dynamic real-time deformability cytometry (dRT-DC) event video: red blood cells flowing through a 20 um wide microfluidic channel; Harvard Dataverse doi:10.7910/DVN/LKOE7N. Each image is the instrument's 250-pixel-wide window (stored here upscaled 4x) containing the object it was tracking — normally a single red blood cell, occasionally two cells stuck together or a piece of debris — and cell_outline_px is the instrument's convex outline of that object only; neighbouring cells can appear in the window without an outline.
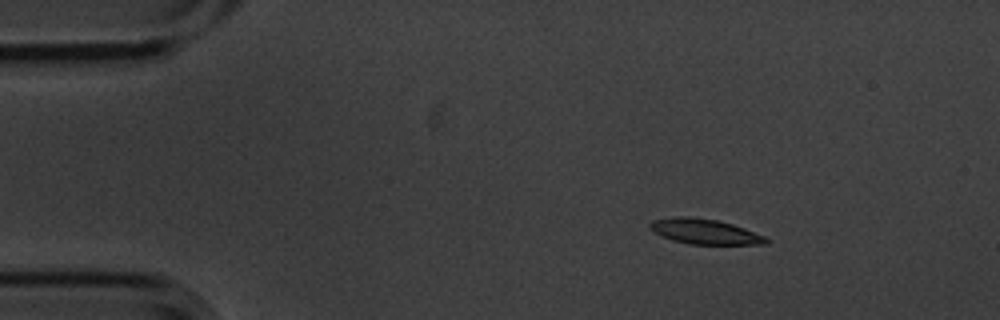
{"species": "common noctule bat (a hibernating species)", "species_latin": "Nyctalus noctula", "temperature_condition": "cold", "stored_images_in_passage": 4, "camera_frame_rate_fps": 3000, "um_per_image_px": 0.085, "animal": {"sex": "male", "body_mass_g": 20.1, "forearm_length_mm": 53.5}, "frame": {"image": 1, "passage_image": 1, "time_ms": 0.0, "image_size_px": [1000, 320], "cell_outline_px": [[768, 244], [688, 244], [672, 240], [648, 228], [648, 224], [652, 220], [676, 216], [688, 216], [716, 220], [732, 224], [768, 236]], "centroid_in_image_um": [59.92, 19.68], "position_along_channel_um": 25.1, "area_um2": 17.05}}
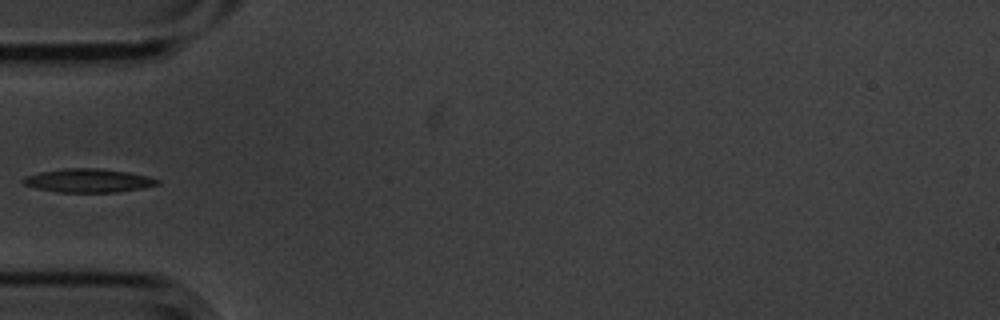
{"frame": {"image": 2, "passage_image": 4, "time_ms": 1.0, "image_size_px": [1000, 320], "cell_outline_px": [[160, 184], [144, 188], [116, 192], [60, 192], [36, 188], [24, 184], [20, 180], [24, 176], [40, 172], [64, 168], [100, 168], [128, 172], [148, 176], [160, 180]], "centroid_in_image_um": [7.52, 15.34], "position_along_channel_um": 77.5, "area_um2": 18.55}}